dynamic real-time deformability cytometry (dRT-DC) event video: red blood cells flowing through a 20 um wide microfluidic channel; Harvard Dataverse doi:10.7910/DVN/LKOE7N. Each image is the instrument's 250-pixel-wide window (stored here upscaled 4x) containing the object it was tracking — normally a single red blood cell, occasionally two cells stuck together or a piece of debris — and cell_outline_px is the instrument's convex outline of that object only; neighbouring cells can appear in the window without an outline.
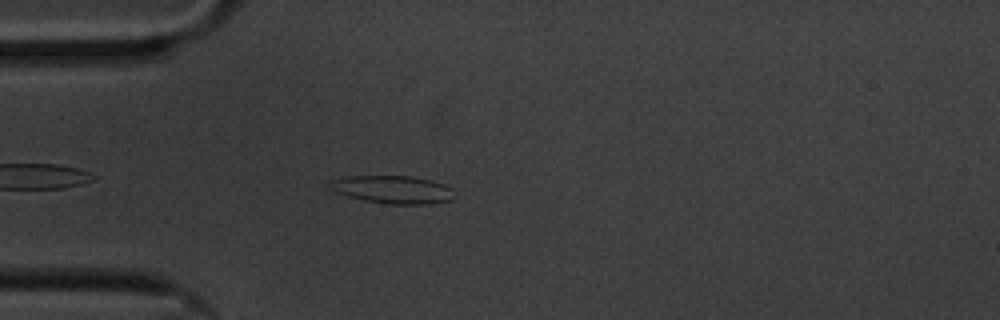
{"species": "common noctule bat (a hibernating species)", "species_latin": "Nyctalus noctula", "temperature_condition": "cold", "stored_images_in_passage": 45, "camera_frame_rate_fps": 3000, "um_per_image_px": 0.085, "animal": {"sex": "male", "body_mass_g": 20.1, "forearm_length_mm": 53.5}, "frame": {"image": 1, "passage_image": 7, "time_ms": 2.0, "image_size_px": [1000, 320], "cell_outline_px": [[452, 200], [432, 204], [388, 204], [364, 200], [348, 196], [336, 192], [332, 188], [332, 180], [348, 176], [412, 176], [432, 180], [444, 184], [452, 188]], "centroid_in_image_um": [33.45, 16.11], "position_along_channel_um": 51.6, "area_um2": 20.06}}
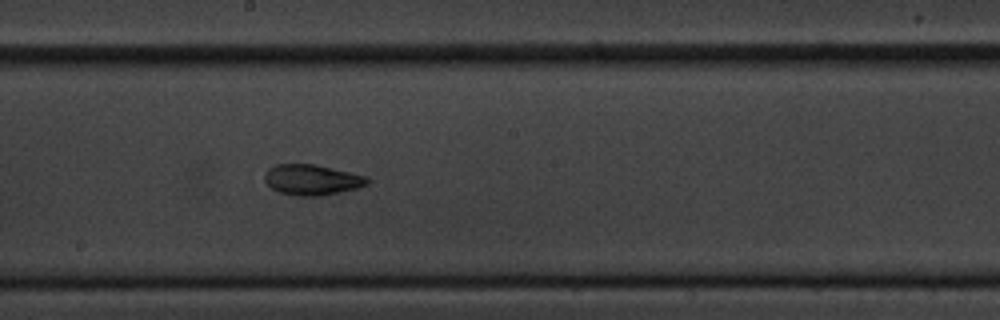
{"frame": {"image": 2, "passage_image": 23, "time_ms": 7.333, "image_size_px": [1000, 320], "cell_outline_px": [[368, 184], [356, 188], [340, 192], [320, 196], [296, 196], [280, 192], [272, 188], [264, 180], [264, 172], [268, 168], [276, 164], [316, 164], [368, 176]], "centroid_in_image_um": [26.5, 15.27], "position_along_channel_um": 221.7, "area_um2": 18.38}}
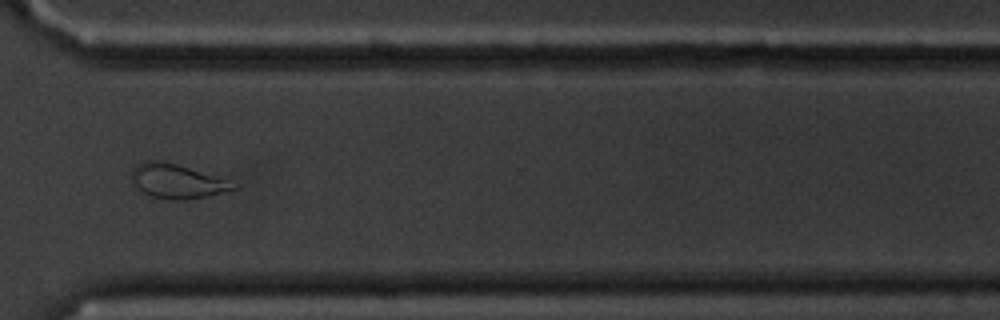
{"frame": {"image": 3, "passage_image": 35, "time_ms": 11.333, "image_size_px": [1000, 320], "cell_outline_px": [[236, 188], [208, 196], [188, 200], [172, 200], [152, 196], [144, 192], [136, 184], [132, 176], [132, 168], [136, 164], [144, 160], [160, 160], [176, 164], [224, 180]], "centroid_in_image_um": [14.95, 15.4], "position_along_channel_um": 355.7, "area_um2": 19.48}, "authors_computed_cell_mechanics": {"area_um2": 18.2648, "velocity_mm_per_s": 3.3466, "shape_relaxation_time_tau1_ms": 5.8367, "shape_relaxation_time_tau2_ms": 2.9168, "deformation_change_tau1": 0.1509, "deformation_change_tau2": 0.0867}}